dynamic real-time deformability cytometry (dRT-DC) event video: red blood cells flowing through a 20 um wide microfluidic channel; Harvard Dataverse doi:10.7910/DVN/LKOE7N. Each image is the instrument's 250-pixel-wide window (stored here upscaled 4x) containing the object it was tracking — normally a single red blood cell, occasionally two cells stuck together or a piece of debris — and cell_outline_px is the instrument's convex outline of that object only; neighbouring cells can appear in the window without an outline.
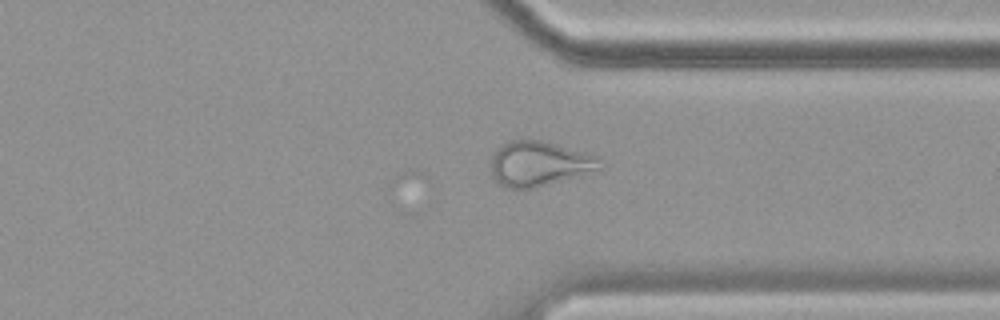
{"species": "common noctule bat (a hibernating species)", "species_latin": "Nyctalus noctula", "temperature_condition": "cold", "stored_images_in_passage": 43, "camera_frame_rate_fps": 3000, "um_per_image_px": 0.085, "animal": {"sex": "female", "body_mass_g": 19.9}, "frame": {"image": 1, "passage_image": 43, "time_ms": 14.0, "image_size_px": [1000, 320], "cell_outline_px": [[600, 168], [532, 188], [504, 188], [492, 176], [492, 152], [496, 148], [508, 140], [544, 140], [584, 152], [596, 156]], "centroid_in_image_um": [45.72, 13.88], "position_along_channel_um": 365.7, "area_um2": 27.8}}